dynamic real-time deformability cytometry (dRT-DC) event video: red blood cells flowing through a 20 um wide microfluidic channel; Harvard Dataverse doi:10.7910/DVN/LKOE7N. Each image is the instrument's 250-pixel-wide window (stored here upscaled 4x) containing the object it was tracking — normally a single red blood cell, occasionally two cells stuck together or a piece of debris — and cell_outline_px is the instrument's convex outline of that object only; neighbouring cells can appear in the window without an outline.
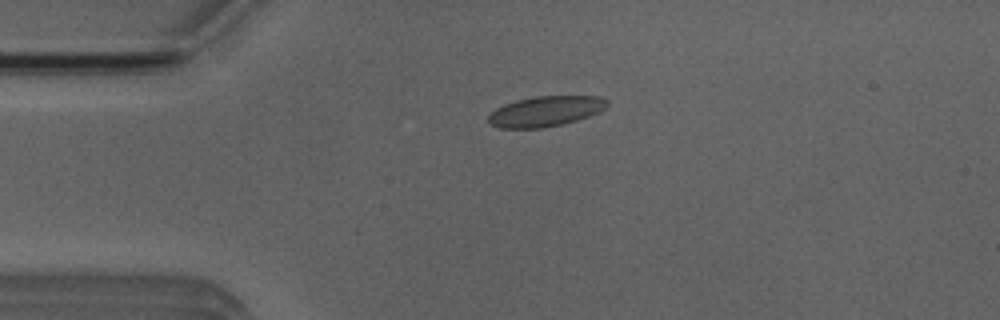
{"species": "Egyptian fruit bat (a non-hibernating species)", "species_latin": "Rousettus aegyptiacus", "temperature_condition": "room temperature", "stored_images_in_passage": 42, "camera_frame_rate_fps": 3000, "um_per_image_px": 0.085, "animal": {"sex": "male"}, "frame": {"image": 1, "passage_image": 1, "time_ms": 0.0, "image_size_px": [1000, 320], "cell_outline_px": [[608, 104], [604, 108], [588, 116], [576, 120], [560, 124], [540, 128], [500, 128], [488, 124], [488, 116], [496, 108], [504, 104], [516, 100], [536, 96], [600, 96], [608, 100]], "centroid_in_image_um": [46.33, 9.45], "position_along_channel_um": 38.7, "area_um2": 20.81}}
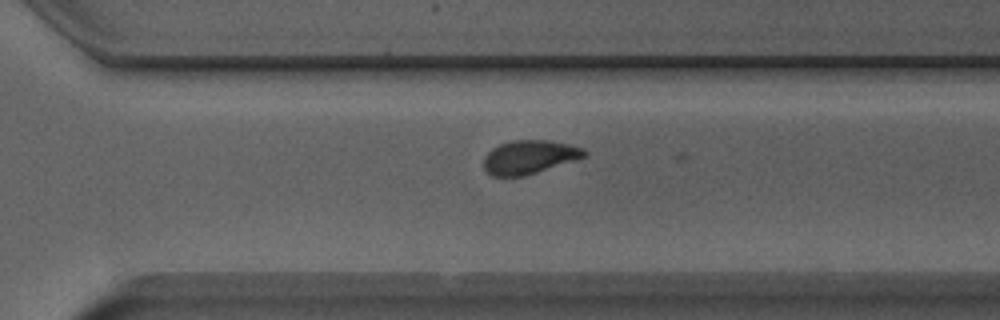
{"frame": {"image": 2, "passage_image": 25, "time_ms": 8.0, "image_size_px": [1000, 320], "cell_outline_px": [[588, 156], [524, 176], [492, 176], [484, 168], [484, 156], [492, 148], [500, 144], [512, 140], [548, 140], [568, 144], [584, 148], [588, 152]], "centroid_in_image_um": [45.01, 13.34], "position_along_channel_um": 325.6, "area_um2": 19.71}}
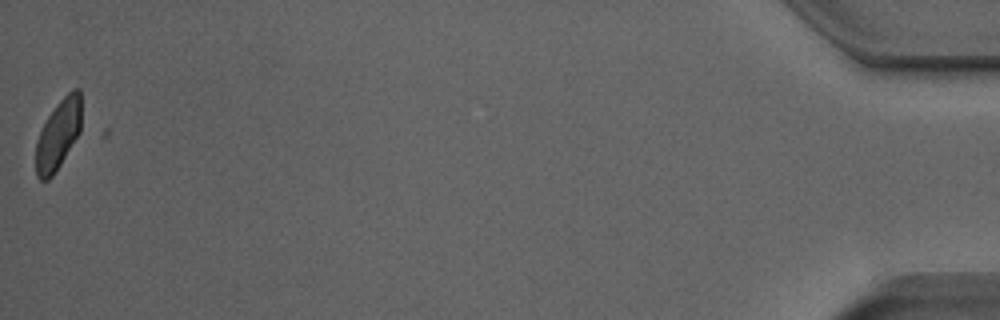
{"frame": {"image": 3, "passage_image": 41, "time_ms": 13.333, "image_size_px": [1000, 320], "cell_outline_px": [[80, 132], [60, 164], [52, 176], [48, 180], [40, 180], [36, 176], [36, 144], [40, 132], [48, 116], [56, 104], [72, 88], [80, 88]], "centroid_in_image_um": [4.94, 11.43], "position_along_channel_um": 430.3, "area_um2": 18.21}}